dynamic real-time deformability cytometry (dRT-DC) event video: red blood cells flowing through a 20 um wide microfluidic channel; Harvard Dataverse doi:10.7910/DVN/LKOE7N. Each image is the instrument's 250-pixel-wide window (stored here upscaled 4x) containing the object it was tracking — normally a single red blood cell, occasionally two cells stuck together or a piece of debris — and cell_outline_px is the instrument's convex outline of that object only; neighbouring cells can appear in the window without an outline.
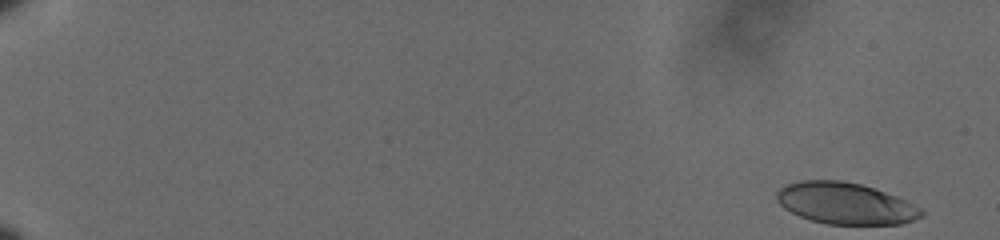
{"species": "human", "species_latin": "Homo sapiens", "temperature_condition": "cold", "stored_images_in_passage": 56, "camera_frame_rate_fps": 3000, "um_per_image_px": 0.085, "donor": {"sex": "male"}, "frame": {"image": 1, "passage_image": 1, "time_ms": 0.0, "image_size_px": [1000, 240], "cell_outline_px": [[924, 216], [900, 224], [828, 224], [812, 220], [800, 216], [784, 208], [776, 200], [776, 192], [780, 188], [788, 184], [800, 180], [840, 180], [860, 184], [908, 200], [920, 208], [924, 212]], "centroid_in_image_um": [71.86, 17.28], "position_along_channel_um": 13.1, "area_um2": 34.85}}
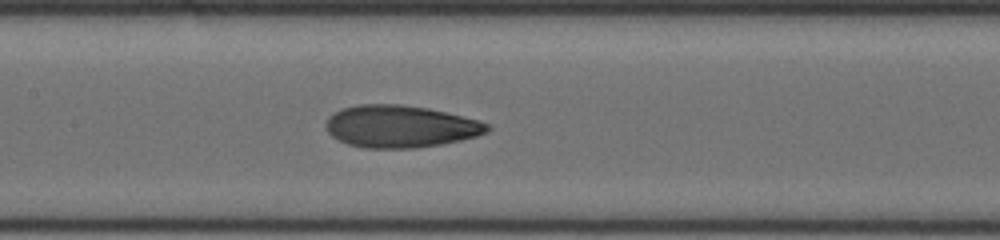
{"frame": {"image": 2, "passage_image": 30, "time_ms": 9.667, "image_size_px": [1000, 240], "cell_outline_px": [[492, 128], [488, 132], [476, 136], [460, 140], [440, 144], [416, 148], [364, 148], [348, 144], [332, 136], [324, 128], [324, 124], [328, 116], [344, 108], [360, 104], [400, 104], [428, 108], [480, 120], [488, 124]], "centroid_in_image_um": [34.03, 10.74], "position_along_channel_um": 173.4, "area_um2": 39.77}}
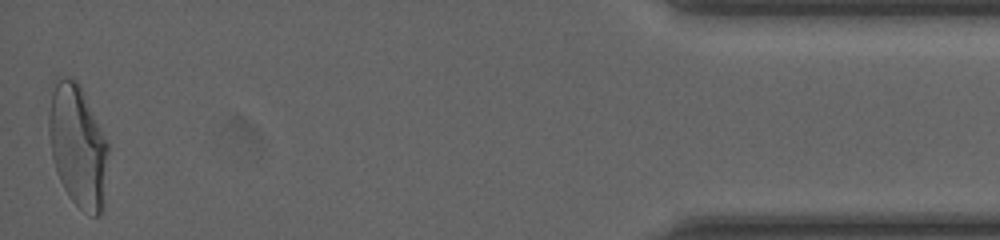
{"frame": {"image": 3, "passage_image": 56, "time_ms": 18.333, "image_size_px": [1000, 240], "cell_outline_px": [[108, 152], [100, 212], [96, 216], [92, 216], [84, 212], [68, 196], [60, 180], [52, 156], [48, 132], [48, 112], [52, 80], [56, 76], [72, 76], [80, 84], [108, 144]], "centroid_in_image_um": [6.55, 12.28], "position_along_channel_um": 428.7, "area_um2": 42.14}, "authors_computed_cell_mechanics": {"area_um2": 38.6682, "velocity_mm_per_s": 3.6049, "shape_relaxation_time_tau1_ms": 6.8492, "shape_relaxation_time_tau2_ms": 1.4338, "deformation_change_tau1": 0.2052, "deformation_change_tau2": 0.0769}}